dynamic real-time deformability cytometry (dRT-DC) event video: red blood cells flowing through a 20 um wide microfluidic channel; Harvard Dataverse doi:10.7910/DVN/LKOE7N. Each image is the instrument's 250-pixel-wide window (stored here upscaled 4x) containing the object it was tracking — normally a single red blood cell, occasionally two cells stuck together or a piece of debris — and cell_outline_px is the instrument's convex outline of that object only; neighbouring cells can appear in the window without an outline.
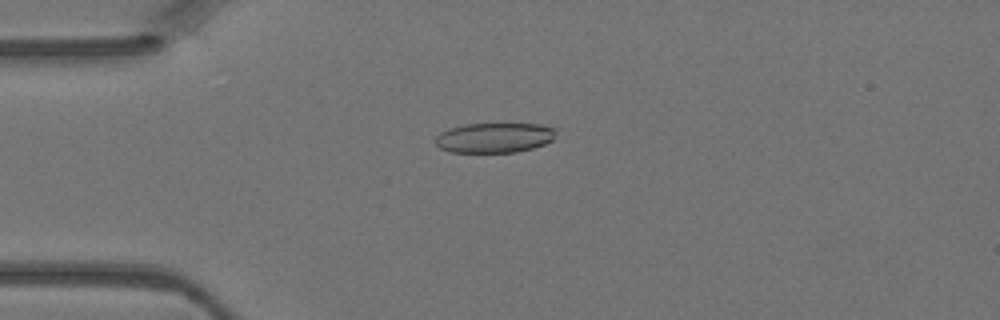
{"species": "Egyptian fruit bat (a non-hibernating species)", "species_latin": "Rousettus aegyptiacus", "temperature_condition": "warm", "stored_images_in_passage": 1, "camera_frame_rate_fps": 3000, "um_per_image_px": 0.085, "animal": {"sex": "female"}, "frame": {"image": 1, "passage_image": 1, "time_ms": 0.0, "image_size_px": [1000, 320], "cell_outline_px": [[556, 132], [552, 140], [544, 144], [532, 148], [516, 152], [448, 152], [440, 148], [436, 144], [436, 136], [440, 132], [448, 128], [464, 124], [540, 124], [556, 128]], "centroid_in_image_um": [42.01, 11.7], "position_along_channel_um": 43.0, "area_um2": 21.1}}